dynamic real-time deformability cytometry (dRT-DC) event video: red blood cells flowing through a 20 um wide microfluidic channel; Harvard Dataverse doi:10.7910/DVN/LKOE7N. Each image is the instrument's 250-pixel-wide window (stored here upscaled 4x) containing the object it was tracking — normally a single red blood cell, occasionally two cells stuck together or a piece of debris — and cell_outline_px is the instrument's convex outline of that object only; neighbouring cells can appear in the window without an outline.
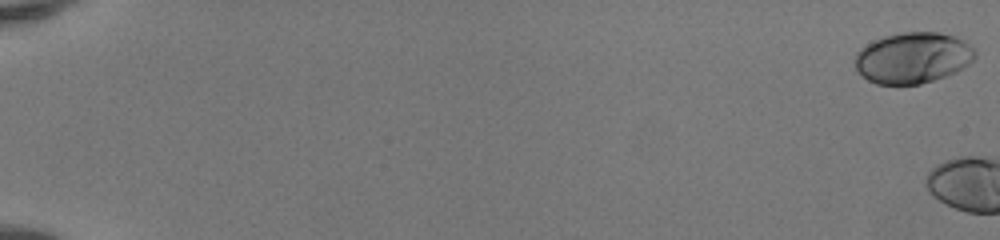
{"species": "human", "species_latin": "Homo sapiens", "temperature_condition": "room temperature", "stored_images_in_passage": 4, "camera_frame_rate_fps": 3000, "um_per_image_px": 0.085, "donor": {"sex": "female"}, "frame": {"image": 1, "passage_image": 1, "time_ms": 0.0, "image_size_px": [1000, 240], "cell_outline_px": [[976, 56], [968, 64], [944, 76], [920, 84], [876, 84], [868, 80], [856, 68], [856, 52], [860, 48], [884, 36], [900, 32], [940, 32], [956, 36], [964, 40], [976, 52]], "centroid_in_image_um": [77.59, 4.89], "position_along_channel_um": 7.4, "area_um2": 35.32}}